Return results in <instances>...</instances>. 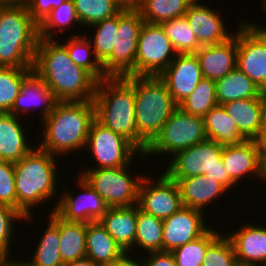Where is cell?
I'll return each instance as SVG.
<instances>
[{
    "mask_svg": "<svg viewBox=\"0 0 266 266\" xmlns=\"http://www.w3.org/2000/svg\"><path fill=\"white\" fill-rule=\"evenodd\" d=\"M56 39L39 37L33 72L51 89L57 101H92L98 81L73 63L66 47Z\"/></svg>",
    "mask_w": 266,
    "mask_h": 266,
    "instance_id": "6da1fadb",
    "label": "cell"
},
{
    "mask_svg": "<svg viewBox=\"0 0 266 266\" xmlns=\"http://www.w3.org/2000/svg\"><path fill=\"white\" fill-rule=\"evenodd\" d=\"M94 120L93 101H58L53 111L42 121L43 136L37 145L59 157L85 149Z\"/></svg>",
    "mask_w": 266,
    "mask_h": 266,
    "instance_id": "7a4b0ae2",
    "label": "cell"
},
{
    "mask_svg": "<svg viewBox=\"0 0 266 266\" xmlns=\"http://www.w3.org/2000/svg\"><path fill=\"white\" fill-rule=\"evenodd\" d=\"M57 159L56 155L42 150L37 145L14 163L16 209L25 216V221L29 220V223L34 221L31 211L34 207L57 197Z\"/></svg>",
    "mask_w": 266,
    "mask_h": 266,
    "instance_id": "3957f363",
    "label": "cell"
},
{
    "mask_svg": "<svg viewBox=\"0 0 266 266\" xmlns=\"http://www.w3.org/2000/svg\"><path fill=\"white\" fill-rule=\"evenodd\" d=\"M95 120L129 140L138 149L134 76L106 77L93 98Z\"/></svg>",
    "mask_w": 266,
    "mask_h": 266,
    "instance_id": "277c9868",
    "label": "cell"
},
{
    "mask_svg": "<svg viewBox=\"0 0 266 266\" xmlns=\"http://www.w3.org/2000/svg\"><path fill=\"white\" fill-rule=\"evenodd\" d=\"M134 98L138 150L144 153L178 105L159 76H134Z\"/></svg>",
    "mask_w": 266,
    "mask_h": 266,
    "instance_id": "5b68a950",
    "label": "cell"
},
{
    "mask_svg": "<svg viewBox=\"0 0 266 266\" xmlns=\"http://www.w3.org/2000/svg\"><path fill=\"white\" fill-rule=\"evenodd\" d=\"M38 39L26 8L0 7V67L32 68Z\"/></svg>",
    "mask_w": 266,
    "mask_h": 266,
    "instance_id": "8992f818",
    "label": "cell"
},
{
    "mask_svg": "<svg viewBox=\"0 0 266 266\" xmlns=\"http://www.w3.org/2000/svg\"><path fill=\"white\" fill-rule=\"evenodd\" d=\"M223 146L218 142L206 140L176 153L170 158L165 173L170 178H187L207 175L219 181L228 190L237 185L229 178L221 155ZM172 159V160H171Z\"/></svg>",
    "mask_w": 266,
    "mask_h": 266,
    "instance_id": "52a82bcc",
    "label": "cell"
},
{
    "mask_svg": "<svg viewBox=\"0 0 266 266\" xmlns=\"http://www.w3.org/2000/svg\"><path fill=\"white\" fill-rule=\"evenodd\" d=\"M131 166L117 168H83L80 177L104 200L108 207L137 205L144 173L131 176Z\"/></svg>",
    "mask_w": 266,
    "mask_h": 266,
    "instance_id": "ba28073f",
    "label": "cell"
},
{
    "mask_svg": "<svg viewBox=\"0 0 266 266\" xmlns=\"http://www.w3.org/2000/svg\"><path fill=\"white\" fill-rule=\"evenodd\" d=\"M206 140L203 117L191 115L177 107L143 154L147 158L157 154L159 157L165 154L170 158Z\"/></svg>",
    "mask_w": 266,
    "mask_h": 266,
    "instance_id": "9c48e42d",
    "label": "cell"
},
{
    "mask_svg": "<svg viewBox=\"0 0 266 266\" xmlns=\"http://www.w3.org/2000/svg\"><path fill=\"white\" fill-rule=\"evenodd\" d=\"M144 23L138 11L118 13V31L112 54L102 63L108 77L135 76L139 34Z\"/></svg>",
    "mask_w": 266,
    "mask_h": 266,
    "instance_id": "30bf717a",
    "label": "cell"
},
{
    "mask_svg": "<svg viewBox=\"0 0 266 266\" xmlns=\"http://www.w3.org/2000/svg\"><path fill=\"white\" fill-rule=\"evenodd\" d=\"M240 22L236 31L237 68L246 74L260 90L266 89V26Z\"/></svg>",
    "mask_w": 266,
    "mask_h": 266,
    "instance_id": "8fae6325",
    "label": "cell"
},
{
    "mask_svg": "<svg viewBox=\"0 0 266 266\" xmlns=\"http://www.w3.org/2000/svg\"><path fill=\"white\" fill-rule=\"evenodd\" d=\"M176 55L161 24L144 22L138 39L135 76H159Z\"/></svg>",
    "mask_w": 266,
    "mask_h": 266,
    "instance_id": "7c38bea8",
    "label": "cell"
},
{
    "mask_svg": "<svg viewBox=\"0 0 266 266\" xmlns=\"http://www.w3.org/2000/svg\"><path fill=\"white\" fill-rule=\"evenodd\" d=\"M86 149L90 150L96 167L90 168H117L128 166L136 159V154L143 158V153L125 137L102 126L94 120L90 126ZM139 152V153H138ZM135 156V157H134Z\"/></svg>",
    "mask_w": 266,
    "mask_h": 266,
    "instance_id": "4fadbf2b",
    "label": "cell"
},
{
    "mask_svg": "<svg viewBox=\"0 0 266 266\" xmlns=\"http://www.w3.org/2000/svg\"><path fill=\"white\" fill-rule=\"evenodd\" d=\"M161 173L157 178L148 174L144 176L139 187L137 205L143 212L164 220L183 205L177 182L165 172Z\"/></svg>",
    "mask_w": 266,
    "mask_h": 266,
    "instance_id": "5bb4252c",
    "label": "cell"
},
{
    "mask_svg": "<svg viewBox=\"0 0 266 266\" xmlns=\"http://www.w3.org/2000/svg\"><path fill=\"white\" fill-rule=\"evenodd\" d=\"M221 159L229 178L236 185L242 183L243 178L245 181L247 176L266 182L265 146L259 140H245L239 145L224 146Z\"/></svg>",
    "mask_w": 266,
    "mask_h": 266,
    "instance_id": "9a60e30c",
    "label": "cell"
},
{
    "mask_svg": "<svg viewBox=\"0 0 266 266\" xmlns=\"http://www.w3.org/2000/svg\"><path fill=\"white\" fill-rule=\"evenodd\" d=\"M77 178V186L83 191L82 194L75 196L71 190H62L63 193L59 194L60 198L58 196L56 206L54 205V211L66 221H98L106 213L108 206L84 179L79 175Z\"/></svg>",
    "mask_w": 266,
    "mask_h": 266,
    "instance_id": "2e32d148",
    "label": "cell"
},
{
    "mask_svg": "<svg viewBox=\"0 0 266 266\" xmlns=\"http://www.w3.org/2000/svg\"><path fill=\"white\" fill-rule=\"evenodd\" d=\"M204 212L183 206L163 220V251L171 252L202 236L208 229Z\"/></svg>",
    "mask_w": 266,
    "mask_h": 266,
    "instance_id": "e0dca14e",
    "label": "cell"
},
{
    "mask_svg": "<svg viewBox=\"0 0 266 266\" xmlns=\"http://www.w3.org/2000/svg\"><path fill=\"white\" fill-rule=\"evenodd\" d=\"M159 77L167 85L177 105L189 96L203 79L195 53L177 54Z\"/></svg>",
    "mask_w": 266,
    "mask_h": 266,
    "instance_id": "ac0fdd59",
    "label": "cell"
},
{
    "mask_svg": "<svg viewBox=\"0 0 266 266\" xmlns=\"http://www.w3.org/2000/svg\"><path fill=\"white\" fill-rule=\"evenodd\" d=\"M219 12L198 0L189 4L184 16L202 46L222 43L234 35L227 30Z\"/></svg>",
    "mask_w": 266,
    "mask_h": 266,
    "instance_id": "d6986e66",
    "label": "cell"
},
{
    "mask_svg": "<svg viewBox=\"0 0 266 266\" xmlns=\"http://www.w3.org/2000/svg\"><path fill=\"white\" fill-rule=\"evenodd\" d=\"M225 234L235 250L239 266H262L266 263V228L250 222Z\"/></svg>",
    "mask_w": 266,
    "mask_h": 266,
    "instance_id": "ffe728a7",
    "label": "cell"
},
{
    "mask_svg": "<svg viewBox=\"0 0 266 266\" xmlns=\"http://www.w3.org/2000/svg\"><path fill=\"white\" fill-rule=\"evenodd\" d=\"M203 78L217 81L237 66L236 33L219 44L202 46L196 53Z\"/></svg>",
    "mask_w": 266,
    "mask_h": 266,
    "instance_id": "44dd1931",
    "label": "cell"
},
{
    "mask_svg": "<svg viewBox=\"0 0 266 266\" xmlns=\"http://www.w3.org/2000/svg\"><path fill=\"white\" fill-rule=\"evenodd\" d=\"M58 101L53 95L51 89L32 72L22 83L18 97L15 99L12 109L8 112L20 117L38 107H42L41 121L45 119L54 109Z\"/></svg>",
    "mask_w": 266,
    "mask_h": 266,
    "instance_id": "7402d4cb",
    "label": "cell"
},
{
    "mask_svg": "<svg viewBox=\"0 0 266 266\" xmlns=\"http://www.w3.org/2000/svg\"><path fill=\"white\" fill-rule=\"evenodd\" d=\"M179 186L182 205L200 211H205L209 204L217 201L218 197L229 191L219 181L207 175H198L187 178H171Z\"/></svg>",
    "mask_w": 266,
    "mask_h": 266,
    "instance_id": "603a6c76",
    "label": "cell"
},
{
    "mask_svg": "<svg viewBox=\"0 0 266 266\" xmlns=\"http://www.w3.org/2000/svg\"><path fill=\"white\" fill-rule=\"evenodd\" d=\"M117 244L128 253L136 251L135 236L137 224V205L131 207H108L98 220ZM131 251V252H130Z\"/></svg>",
    "mask_w": 266,
    "mask_h": 266,
    "instance_id": "cb8c5ba5",
    "label": "cell"
},
{
    "mask_svg": "<svg viewBox=\"0 0 266 266\" xmlns=\"http://www.w3.org/2000/svg\"><path fill=\"white\" fill-rule=\"evenodd\" d=\"M20 118L10 113H0V160L2 161L18 162L35 147L30 143Z\"/></svg>",
    "mask_w": 266,
    "mask_h": 266,
    "instance_id": "d4e9b609",
    "label": "cell"
},
{
    "mask_svg": "<svg viewBox=\"0 0 266 266\" xmlns=\"http://www.w3.org/2000/svg\"><path fill=\"white\" fill-rule=\"evenodd\" d=\"M125 253L99 221L87 223L86 257L99 266H109Z\"/></svg>",
    "mask_w": 266,
    "mask_h": 266,
    "instance_id": "484cf974",
    "label": "cell"
},
{
    "mask_svg": "<svg viewBox=\"0 0 266 266\" xmlns=\"http://www.w3.org/2000/svg\"><path fill=\"white\" fill-rule=\"evenodd\" d=\"M222 106L247 140H259L262 128L259 98L238 99Z\"/></svg>",
    "mask_w": 266,
    "mask_h": 266,
    "instance_id": "4316f807",
    "label": "cell"
},
{
    "mask_svg": "<svg viewBox=\"0 0 266 266\" xmlns=\"http://www.w3.org/2000/svg\"><path fill=\"white\" fill-rule=\"evenodd\" d=\"M51 210L46 223L47 227L37 241L32 258L28 259L30 266H64L60 249L59 215Z\"/></svg>",
    "mask_w": 266,
    "mask_h": 266,
    "instance_id": "83f0119b",
    "label": "cell"
},
{
    "mask_svg": "<svg viewBox=\"0 0 266 266\" xmlns=\"http://www.w3.org/2000/svg\"><path fill=\"white\" fill-rule=\"evenodd\" d=\"M203 121L207 139L218 142L220 146L239 145L247 140L222 105L213 107Z\"/></svg>",
    "mask_w": 266,
    "mask_h": 266,
    "instance_id": "f1b7e54d",
    "label": "cell"
},
{
    "mask_svg": "<svg viewBox=\"0 0 266 266\" xmlns=\"http://www.w3.org/2000/svg\"><path fill=\"white\" fill-rule=\"evenodd\" d=\"M216 98L219 105L238 99L259 98L261 90L237 67L215 81Z\"/></svg>",
    "mask_w": 266,
    "mask_h": 266,
    "instance_id": "f546056e",
    "label": "cell"
},
{
    "mask_svg": "<svg viewBox=\"0 0 266 266\" xmlns=\"http://www.w3.org/2000/svg\"><path fill=\"white\" fill-rule=\"evenodd\" d=\"M87 223L66 221L59 216L60 255L64 264L86 257Z\"/></svg>",
    "mask_w": 266,
    "mask_h": 266,
    "instance_id": "4dcf8cb0",
    "label": "cell"
},
{
    "mask_svg": "<svg viewBox=\"0 0 266 266\" xmlns=\"http://www.w3.org/2000/svg\"><path fill=\"white\" fill-rule=\"evenodd\" d=\"M68 36L67 42L61 41V43L66 47L73 63L87 70L98 82L108 77L103 70L102 64L94 54L92 43L89 39L92 35L73 33Z\"/></svg>",
    "mask_w": 266,
    "mask_h": 266,
    "instance_id": "1f68e13d",
    "label": "cell"
},
{
    "mask_svg": "<svg viewBox=\"0 0 266 266\" xmlns=\"http://www.w3.org/2000/svg\"><path fill=\"white\" fill-rule=\"evenodd\" d=\"M135 248L144 253L163 251V220L143 212L138 205Z\"/></svg>",
    "mask_w": 266,
    "mask_h": 266,
    "instance_id": "d6a6232c",
    "label": "cell"
},
{
    "mask_svg": "<svg viewBox=\"0 0 266 266\" xmlns=\"http://www.w3.org/2000/svg\"><path fill=\"white\" fill-rule=\"evenodd\" d=\"M193 0H143L138 12L144 22L161 24L182 17Z\"/></svg>",
    "mask_w": 266,
    "mask_h": 266,
    "instance_id": "836d02e7",
    "label": "cell"
},
{
    "mask_svg": "<svg viewBox=\"0 0 266 266\" xmlns=\"http://www.w3.org/2000/svg\"><path fill=\"white\" fill-rule=\"evenodd\" d=\"M212 226L200 237L171 251L177 266H201L207 248L221 235Z\"/></svg>",
    "mask_w": 266,
    "mask_h": 266,
    "instance_id": "e575fe53",
    "label": "cell"
},
{
    "mask_svg": "<svg viewBox=\"0 0 266 266\" xmlns=\"http://www.w3.org/2000/svg\"><path fill=\"white\" fill-rule=\"evenodd\" d=\"M161 26L177 54L196 53L202 47L185 16L164 21Z\"/></svg>",
    "mask_w": 266,
    "mask_h": 266,
    "instance_id": "d590c367",
    "label": "cell"
},
{
    "mask_svg": "<svg viewBox=\"0 0 266 266\" xmlns=\"http://www.w3.org/2000/svg\"><path fill=\"white\" fill-rule=\"evenodd\" d=\"M217 105L219 104L215 81L203 78L194 91L178 104V107L191 115L204 117Z\"/></svg>",
    "mask_w": 266,
    "mask_h": 266,
    "instance_id": "8d00e7d4",
    "label": "cell"
},
{
    "mask_svg": "<svg viewBox=\"0 0 266 266\" xmlns=\"http://www.w3.org/2000/svg\"><path fill=\"white\" fill-rule=\"evenodd\" d=\"M33 68L0 67V113H8Z\"/></svg>",
    "mask_w": 266,
    "mask_h": 266,
    "instance_id": "74e56055",
    "label": "cell"
},
{
    "mask_svg": "<svg viewBox=\"0 0 266 266\" xmlns=\"http://www.w3.org/2000/svg\"><path fill=\"white\" fill-rule=\"evenodd\" d=\"M91 27L94 28L92 31L95 30V34L89 39L93 40L91 43L94 54L102 64L112 54V49L115 45V38L118 31V14L98 21L88 26L87 29H92Z\"/></svg>",
    "mask_w": 266,
    "mask_h": 266,
    "instance_id": "f35d334b",
    "label": "cell"
},
{
    "mask_svg": "<svg viewBox=\"0 0 266 266\" xmlns=\"http://www.w3.org/2000/svg\"><path fill=\"white\" fill-rule=\"evenodd\" d=\"M74 24H79L78 27H81L73 1L67 0L60 6L52 9L51 13L39 25V37L54 39L55 36H53L52 31L58 28V32L62 33V31H66V28H72L71 25Z\"/></svg>",
    "mask_w": 266,
    "mask_h": 266,
    "instance_id": "ab89813d",
    "label": "cell"
},
{
    "mask_svg": "<svg viewBox=\"0 0 266 266\" xmlns=\"http://www.w3.org/2000/svg\"><path fill=\"white\" fill-rule=\"evenodd\" d=\"M81 26L92 24L117 15L121 9L114 0H72Z\"/></svg>",
    "mask_w": 266,
    "mask_h": 266,
    "instance_id": "60d3db41",
    "label": "cell"
},
{
    "mask_svg": "<svg viewBox=\"0 0 266 266\" xmlns=\"http://www.w3.org/2000/svg\"><path fill=\"white\" fill-rule=\"evenodd\" d=\"M201 266H239L232 242L225 234L207 248Z\"/></svg>",
    "mask_w": 266,
    "mask_h": 266,
    "instance_id": "b9f144b4",
    "label": "cell"
},
{
    "mask_svg": "<svg viewBox=\"0 0 266 266\" xmlns=\"http://www.w3.org/2000/svg\"><path fill=\"white\" fill-rule=\"evenodd\" d=\"M18 220L25 221V216L11 206L0 204V258H10L15 223Z\"/></svg>",
    "mask_w": 266,
    "mask_h": 266,
    "instance_id": "7bdbcfd3",
    "label": "cell"
},
{
    "mask_svg": "<svg viewBox=\"0 0 266 266\" xmlns=\"http://www.w3.org/2000/svg\"><path fill=\"white\" fill-rule=\"evenodd\" d=\"M0 204L16 209L14 163L0 160Z\"/></svg>",
    "mask_w": 266,
    "mask_h": 266,
    "instance_id": "ee69618b",
    "label": "cell"
},
{
    "mask_svg": "<svg viewBox=\"0 0 266 266\" xmlns=\"http://www.w3.org/2000/svg\"><path fill=\"white\" fill-rule=\"evenodd\" d=\"M65 1L67 0H32L27 10L31 18L40 25L52 9L60 6Z\"/></svg>",
    "mask_w": 266,
    "mask_h": 266,
    "instance_id": "f6af8a7d",
    "label": "cell"
},
{
    "mask_svg": "<svg viewBox=\"0 0 266 266\" xmlns=\"http://www.w3.org/2000/svg\"><path fill=\"white\" fill-rule=\"evenodd\" d=\"M147 254H143L144 266H177L171 252L157 251L148 252ZM144 255H146L145 258Z\"/></svg>",
    "mask_w": 266,
    "mask_h": 266,
    "instance_id": "bcb514c9",
    "label": "cell"
},
{
    "mask_svg": "<svg viewBox=\"0 0 266 266\" xmlns=\"http://www.w3.org/2000/svg\"><path fill=\"white\" fill-rule=\"evenodd\" d=\"M259 101L262 115L261 137L259 138V141L266 147V89L261 90Z\"/></svg>",
    "mask_w": 266,
    "mask_h": 266,
    "instance_id": "7dc6e473",
    "label": "cell"
},
{
    "mask_svg": "<svg viewBox=\"0 0 266 266\" xmlns=\"http://www.w3.org/2000/svg\"><path fill=\"white\" fill-rule=\"evenodd\" d=\"M132 256H134L133 253L131 255V253L128 254V252H126L121 258L114 261L109 266H144V263L141 260V258L139 261V258L137 259L136 256L135 257Z\"/></svg>",
    "mask_w": 266,
    "mask_h": 266,
    "instance_id": "c3c4849f",
    "label": "cell"
},
{
    "mask_svg": "<svg viewBox=\"0 0 266 266\" xmlns=\"http://www.w3.org/2000/svg\"><path fill=\"white\" fill-rule=\"evenodd\" d=\"M115 4L124 11H138L143 0H114Z\"/></svg>",
    "mask_w": 266,
    "mask_h": 266,
    "instance_id": "681fc988",
    "label": "cell"
},
{
    "mask_svg": "<svg viewBox=\"0 0 266 266\" xmlns=\"http://www.w3.org/2000/svg\"><path fill=\"white\" fill-rule=\"evenodd\" d=\"M32 0H0V7L28 8Z\"/></svg>",
    "mask_w": 266,
    "mask_h": 266,
    "instance_id": "f907efd6",
    "label": "cell"
},
{
    "mask_svg": "<svg viewBox=\"0 0 266 266\" xmlns=\"http://www.w3.org/2000/svg\"><path fill=\"white\" fill-rule=\"evenodd\" d=\"M23 261V262H22ZM22 261H17L13 258L12 256L10 258H0V266H30V264L24 260Z\"/></svg>",
    "mask_w": 266,
    "mask_h": 266,
    "instance_id": "816d5d0a",
    "label": "cell"
},
{
    "mask_svg": "<svg viewBox=\"0 0 266 266\" xmlns=\"http://www.w3.org/2000/svg\"><path fill=\"white\" fill-rule=\"evenodd\" d=\"M64 266H99L92 259L84 257L73 262L64 264Z\"/></svg>",
    "mask_w": 266,
    "mask_h": 266,
    "instance_id": "f5cc1de1",
    "label": "cell"
},
{
    "mask_svg": "<svg viewBox=\"0 0 266 266\" xmlns=\"http://www.w3.org/2000/svg\"><path fill=\"white\" fill-rule=\"evenodd\" d=\"M261 3L263 5L261 8H263V10H264L263 12L265 13L266 12V0H261Z\"/></svg>",
    "mask_w": 266,
    "mask_h": 266,
    "instance_id": "db71d44e",
    "label": "cell"
}]
</instances>
